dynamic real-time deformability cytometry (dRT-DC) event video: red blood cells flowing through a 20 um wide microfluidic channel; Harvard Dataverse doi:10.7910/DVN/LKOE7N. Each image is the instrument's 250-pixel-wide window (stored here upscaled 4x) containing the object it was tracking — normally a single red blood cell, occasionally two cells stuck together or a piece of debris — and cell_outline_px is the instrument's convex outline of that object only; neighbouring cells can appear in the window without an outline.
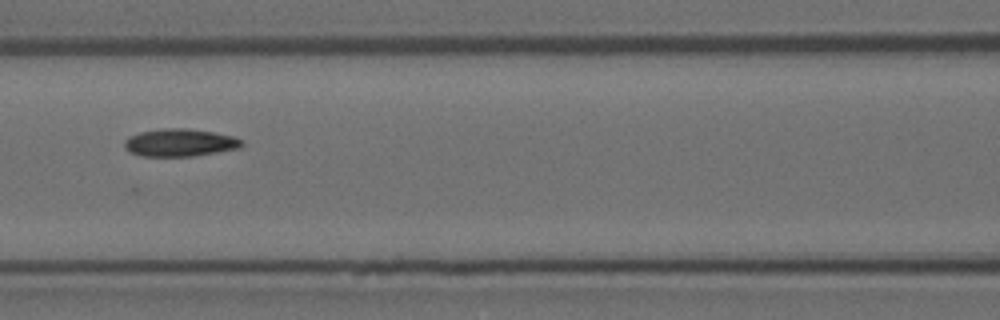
{"species": "Egyptian fruit bat (a non-hibernating species)", "species_latin": "Rousettus aegyptiacus", "temperature_condition": "room temperature", "stored_images_in_passage": 9, "camera_frame_rate_fps": 3000, "um_per_image_px": 0.085, "animal": {"sex": "female"}, "frame": {"image": 1, "passage_image": 8, "time_ms": 2.333, "image_size_px": [1000, 320], "cell_outline_px": [[244, 144], [240, 148], [192, 156], [140, 156], [124, 148], [124, 140], [128, 136], [140, 132], [164, 128], [188, 128], [212, 132], [232, 136], [244, 140]], "centroid_in_image_um": [15.28, 12.12], "position_along_channel_um": 151.3, "area_um2": 18.9}}
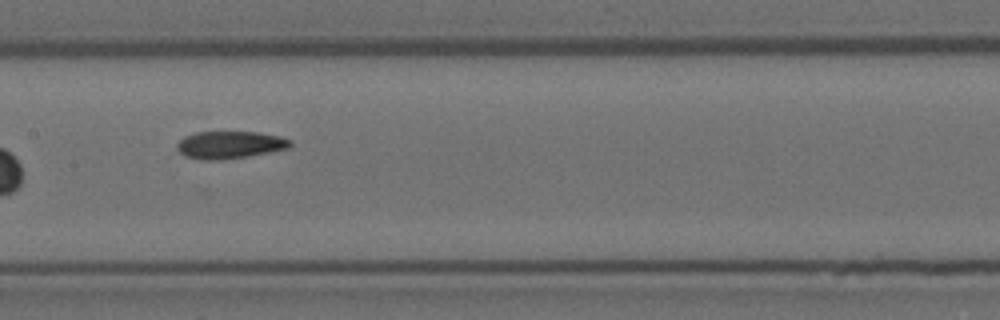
{"frame": {"image": 2, "passage_image": 9, "time_ms": 2.667, "image_size_px": [1000, 320], "cell_outline_px": [[292, 144], [288, 148], [248, 156], [220, 160], [204, 160], [184, 156], [176, 148], [176, 144], [184, 136], [196, 132], [256, 132], [280, 136], [292, 140]], "centroid_in_image_um": [19.51, 12.31], "position_along_channel_um": 187.9, "area_um2": 18.09}}